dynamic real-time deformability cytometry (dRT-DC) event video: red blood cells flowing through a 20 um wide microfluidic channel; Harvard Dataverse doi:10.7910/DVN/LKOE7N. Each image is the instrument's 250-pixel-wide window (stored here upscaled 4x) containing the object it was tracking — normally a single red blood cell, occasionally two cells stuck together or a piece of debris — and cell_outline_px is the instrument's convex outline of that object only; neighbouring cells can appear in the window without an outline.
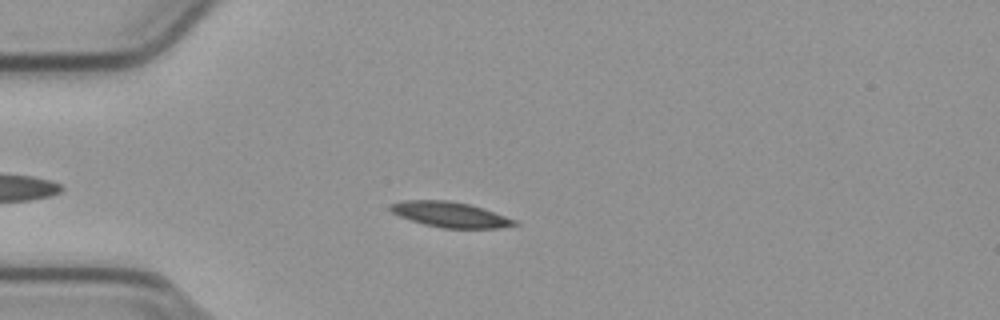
{"species": "common noctule bat (a hibernating species)", "species_latin": "Nyctalus noctula", "temperature_condition": "cold", "stored_images_in_passage": 50, "camera_frame_rate_fps": 3000, "um_per_image_px": 0.085, "animal": {"sex": "male", "body_mass_g": 23.1, "forearm_length_mm": 52.7}, "frame": {"image": 1, "passage_image": 10, "time_ms": 3.0, "image_size_px": [1000, 320], "cell_outline_px": [[520, 224], [500, 228], [440, 228], [424, 224], [400, 216], [392, 212], [388, 208], [388, 204], [404, 200], [448, 200], [468, 204], [516, 220]], "centroid_in_image_um": [38.22, 18.24], "position_along_channel_um": 46.8, "area_um2": 18.15}}
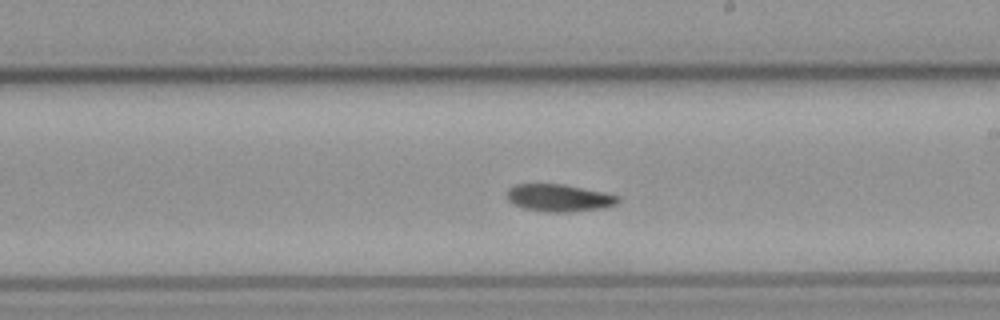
{"frame": {"image": 2, "passage_image": 27, "time_ms": 8.667, "image_size_px": [1000, 320], "cell_outline_px": [[620, 200], [616, 204], [604, 208], [568, 212], [548, 212], [524, 208], [508, 200], [508, 188], [516, 184], [564, 184], [604, 192], [620, 196]], "centroid_in_image_um": [47.56, 16.81], "position_along_channel_um": 241.4, "area_um2": 17.63}}
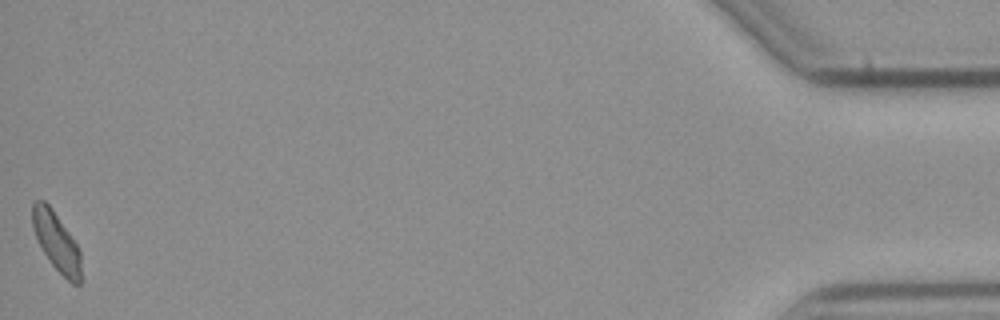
{"frame": {"image": 3, "passage_image": 50, "time_ms": 16.333, "image_size_px": [1000, 320], "cell_outline_px": [[84, 280], [80, 284], [72, 284], [52, 264], [44, 252], [32, 228], [32, 200], [44, 200], [52, 208], [76, 244], [80, 252]], "centroid_in_image_um": [4.83, 20.57], "position_along_channel_um": 430.4, "area_um2": 16.7}, "authors_computed_cell_mechanics": {"area_um2": 17.6001, "velocity_mm_per_s": 3.7691, "shape_relaxation_time_tau1_ms": 5.8662, "shape_relaxation_time_tau2_ms": null, "deformation_change_tau1": 0.121, "deformation_change_tau2": null}}